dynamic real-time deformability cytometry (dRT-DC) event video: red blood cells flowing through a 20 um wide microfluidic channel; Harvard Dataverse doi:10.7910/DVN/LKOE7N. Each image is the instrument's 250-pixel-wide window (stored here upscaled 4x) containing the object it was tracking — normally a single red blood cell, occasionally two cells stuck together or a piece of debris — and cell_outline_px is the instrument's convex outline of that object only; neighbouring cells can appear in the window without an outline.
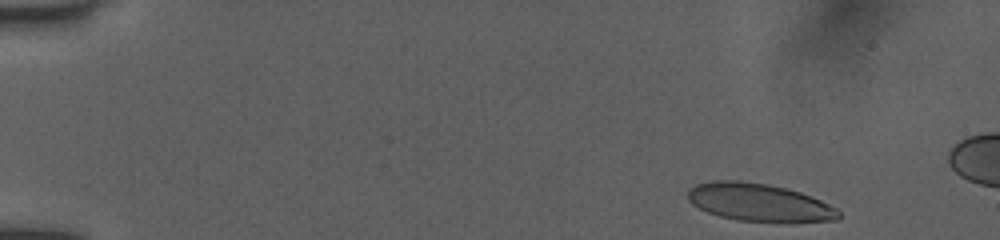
{"species": "human", "species_latin": "Homo sapiens", "temperature_condition": "room temperature", "stored_images_in_passage": 10, "camera_frame_rate_fps": 3000, "um_per_image_px": 0.085, "donor": {"sex": "female"}, "frame": {"image": 1, "passage_image": 2, "time_ms": 0.333, "image_size_px": [1000, 240], "cell_outline_px": [[840, 220], [792, 224], [736, 220], [720, 216], [708, 212], [692, 204], [688, 200], [688, 188], [696, 184], [712, 180], [740, 180], [768, 184], [800, 192], [820, 200], [836, 208], [840, 212]], "centroid_in_image_um": [64.57, 17.24], "position_along_channel_um": 20.4, "area_um2": 33.99}}